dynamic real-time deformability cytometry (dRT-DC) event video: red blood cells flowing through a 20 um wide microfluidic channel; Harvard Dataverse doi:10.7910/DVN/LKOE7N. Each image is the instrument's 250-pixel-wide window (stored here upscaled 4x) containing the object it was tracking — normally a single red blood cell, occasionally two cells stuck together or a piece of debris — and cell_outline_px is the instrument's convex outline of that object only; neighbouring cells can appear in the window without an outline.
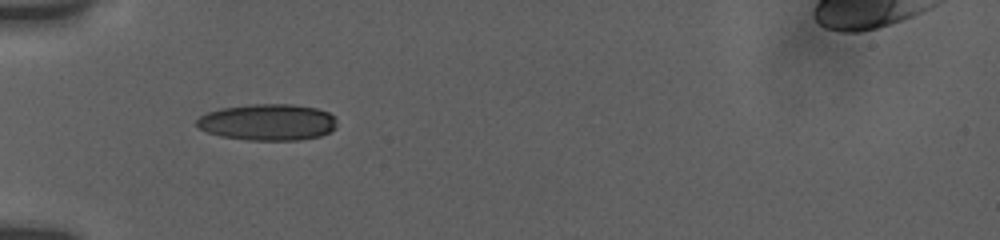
{"species": "human", "species_latin": "Homo sapiens", "temperature_condition": "room temperature", "stored_images_in_passage": 10, "camera_frame_rate_fps": 3000, "um_per_image_px": 0.085, "donor": {"sex": "female"}, "frame": {"image": 1, "passage_image": 9, "time_ms": 6.0, "image_size_px": [1000, 240], "cell_outline_px": [[336, 128], [320, 136], [300, 140], [248, 140], [220, 136], [208, 132], [200, 128], [196, 124], [196, 120], [200, 116], [208, 112], [220, 108], [248, 104], [292, 104], [316, 108], [328, 112], [336, 116]], "centroid_in_image_um": [22.77, 10.38], "position_along_channel_um": 62.2, "area_um2": 29.94}}
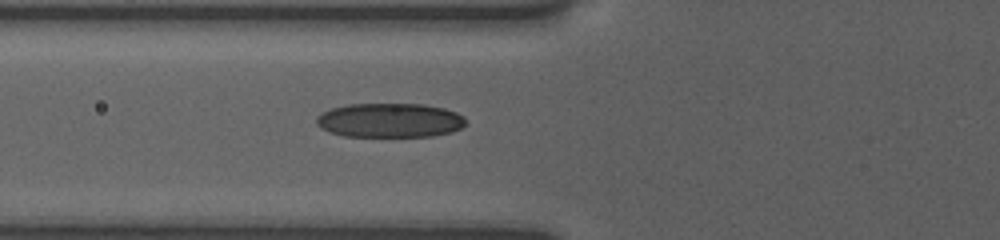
{"frame": {"image": 2, "passage_image": 10, "time_ms": 7.0, "image_size_px": [1000, 240], "cell_outline_px": [[468, 124], [452, 132], [432, 136], [344, 136], [328, 132], [320, 128], [316, 124], [316, 116], [320, 112], [332, 108], [348, 104], [424, 104], [444, 108], [456, 112], [464, 116]], "centroid_in_image_um": [33.12, 10.22], "position_along_channel_um": 92.7, "area_um2": 30.17}}